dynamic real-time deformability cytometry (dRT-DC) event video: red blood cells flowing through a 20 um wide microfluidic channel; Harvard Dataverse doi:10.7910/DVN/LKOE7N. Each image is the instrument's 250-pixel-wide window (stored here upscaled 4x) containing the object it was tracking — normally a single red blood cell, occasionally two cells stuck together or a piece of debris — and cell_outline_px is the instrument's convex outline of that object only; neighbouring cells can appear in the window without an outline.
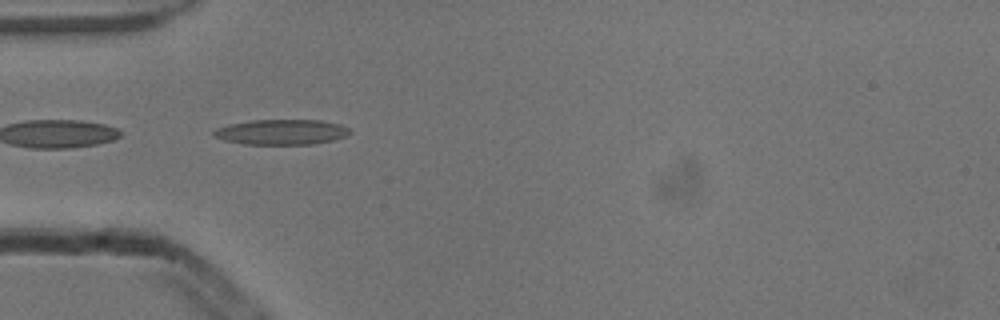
{"species": "common noctule bat (a hibernating species)", "species_latin": "Nyctalus noctula", "temperature_condition": "cold", "stored_images_in_passage": 52, "camera_frame_rate_fps": 3000, "um_per_image_px": 0.085, "animal": {"sex": "male", "body_mass_g": 13.3}, "frame": {"image": 1, "passage_image": 16, "time_ms": 5.0, "image_size_px": [1000, 320], "cell_outline_px": [[352, 132], [344, 136], [332, 140], [312, 144], [244, 144], [224, 140], [212, 136], [212, 132], [216, 128], [228, 124], [252, 120], [320, 120], [340, 124], [348, 128]], "centroid_in_image_um": [23.88, 11.22], "position_along_channel_um": 61.1, "area_um2": 20.0}}
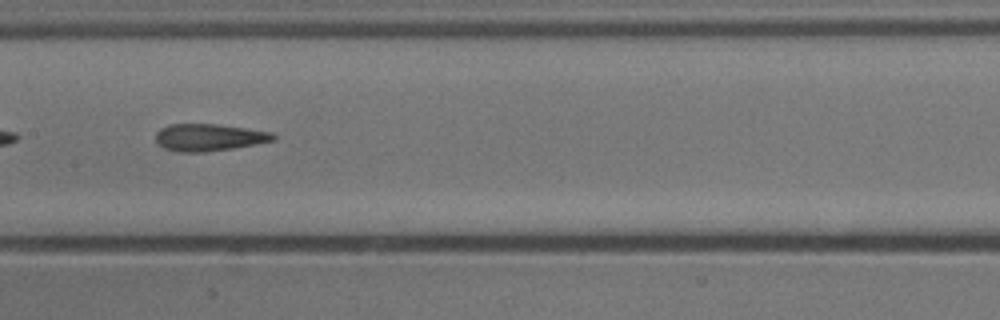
{"frame": {"image": 2, "passage_image": 26, "time_ms": 8.333, "image_size_px": [1000, 320], "cell_outline_px": [[276, 140], [256, 144], [232, 148], [204, 152], [180, 152], [164, 148], [156, 144], [156, 132], [160, 128], [168, 124], [216, 124], [272, 132], [276, 136]], "centroid_in_image_um": [17.73, 11.68], "position_along_channel_um": 189.7, "area_um2": 18.61}}
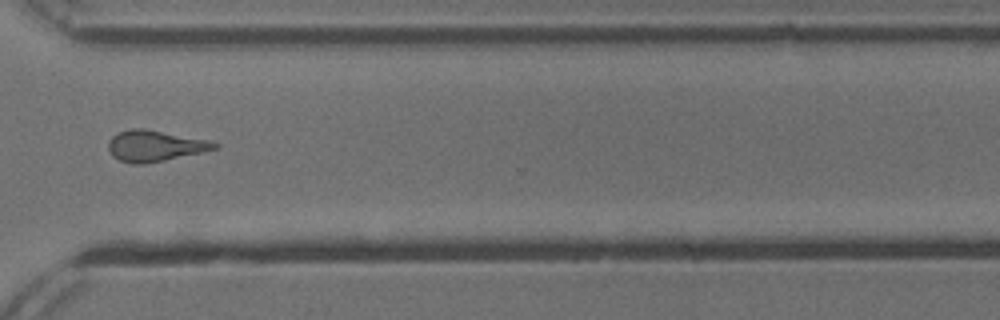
{"frame": {"image": 3, "passage_image": 39, "time_ms": 12.667, "image_size_px": [1000, 320], "cell_outline_px": [[220, 148], [204, 152], [144, 164], [132, 164], [120, 160], [112, 156], [108, 148], [108, 140], [112, 136], [120, 132], [132, 128], [144, 128], [212, 140], [220, 144]], "centroid_in_image_um": [13.22, 12.39], "position_along_channel_um": 357.4, "area_um2": 19.48}, "authors_computed_cell_mechanics": {"area_um2": 19.0451, "velocity_mm_per_s": 3.9004, "shape_relaxation_time_tau1_ms": 9.3386, "shape_relaxation_time_tau2_ms": 3.9442, "deformation_change_tau1": 0.2357, "deformation_change_tau2": 0.141}}